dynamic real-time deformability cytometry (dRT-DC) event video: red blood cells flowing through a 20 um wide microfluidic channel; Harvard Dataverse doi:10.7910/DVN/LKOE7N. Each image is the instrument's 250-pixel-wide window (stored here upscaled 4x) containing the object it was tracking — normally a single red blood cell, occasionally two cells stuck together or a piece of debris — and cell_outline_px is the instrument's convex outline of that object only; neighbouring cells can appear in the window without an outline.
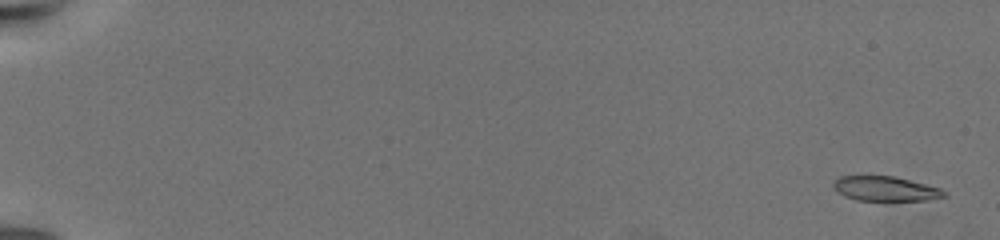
{"species": "common noctule bat (a hibernating species)", "species_latin": "Nyctalus noctula", "temperature_condition": "warm", "stored_images_in_passage": 17, "camera_frame_rate_fps": 3000, "um_per_image_px": 0.085, "animal": {"sex": "female", "body_mass_g": 19.5, "forearm_length_mm": 54.1}, "frame": {"image": 1, "passage_image": 2, "time_ms": 0.667, "image_size_px": [1000, 240], "cell_outline_px": [[948, 196], [924, 200], [856, 200], [844, 196], [832, 184], [840, 176], [892, 176], [940, 188]], "centroid_in_image_um": [75.25, 16.04], "position_along_channel_um": 9.7, "area_um2": 15.49}}
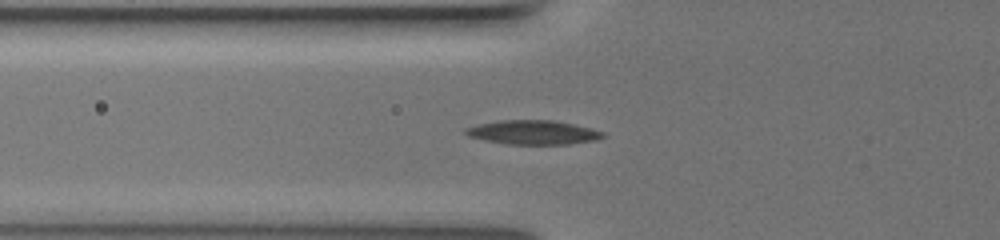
{"frame": {"image": 2, "passage_image": 12, "time_ms": 9.333, "image_size_px": [1000, 240], "cell_outline_px": [[604, 136], [596, 140], [568, 144], [508, 144], [484, 140], [468, 136], [464, 132], [464, 128], [480, 124], [500, 120], [552, 120], [592, 128], [604, 132]], "centroid_in_image_um": [45.3, 11.25], "position_along_channel_um": 80.5, "area_um2": 19.19}}
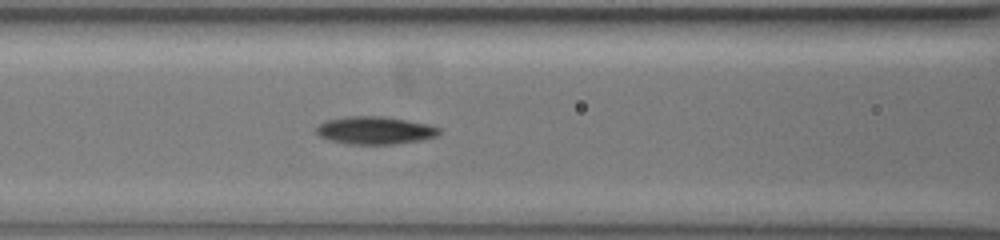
{"frame": {"image": 3, "passage_image": 14, "time_ms": 11.0, "image_size_px": [1000, 240], "cell_outline_px": [[440, 132], [436, 136], [420, 140], [396, 144], [348, 144], [328, 140], [320, 136], [316, 132], [316, 128], [320, 124], [328, 120], [348, 116], [384, 116], [428, 124], [440, 128]], "centroid_in_image_um": [31.87, 11.08], "position_along_channel_um": 134.7, "area_um2": 19.77}}